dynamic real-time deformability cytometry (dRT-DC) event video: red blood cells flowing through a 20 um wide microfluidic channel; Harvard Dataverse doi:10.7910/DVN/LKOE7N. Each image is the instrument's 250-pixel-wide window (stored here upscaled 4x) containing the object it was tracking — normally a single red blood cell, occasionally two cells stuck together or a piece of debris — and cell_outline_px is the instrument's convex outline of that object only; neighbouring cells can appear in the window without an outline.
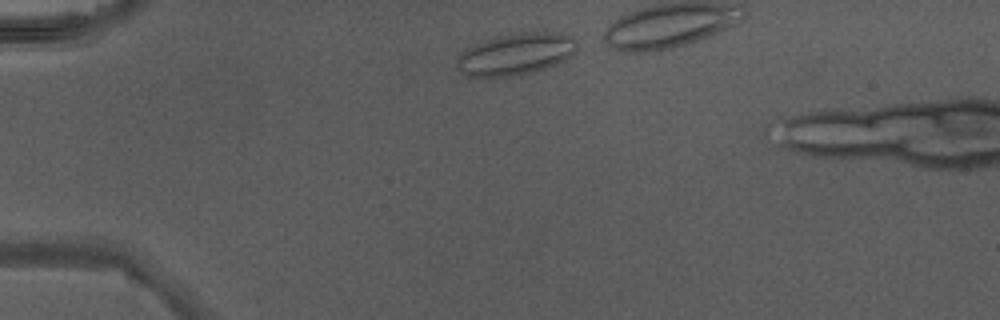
{"species": "Egyptian fruit bat (a non-hibernating species)", "species_latin": "Rousettus aegyptiacus", "temperature_condition": "warm", "stored_images_in_passage": 4, "camera_frame_rate_fps": 3000, "um_per_image_px": 0.085, "animal": {"sex": "male"}, "frame": {"image": 1, "passage_image": 1, "time_ms": 0.0, "image_size_px": [1000, 320], "cell_outline_px": [[576, 52], [572, 56], [564, 60], [544, 68], [532, 72], [512, 76], [464, 76], [456, 68], [456, 60], [460, 52], [484, 40], [500, 36], [524, 32], [552, 32], [572, 36], [576, 40]], "centroid_in_image_um": [43.82, 4.6], "position_along_channel_um": 41.2, "area_um2": 29.07}}